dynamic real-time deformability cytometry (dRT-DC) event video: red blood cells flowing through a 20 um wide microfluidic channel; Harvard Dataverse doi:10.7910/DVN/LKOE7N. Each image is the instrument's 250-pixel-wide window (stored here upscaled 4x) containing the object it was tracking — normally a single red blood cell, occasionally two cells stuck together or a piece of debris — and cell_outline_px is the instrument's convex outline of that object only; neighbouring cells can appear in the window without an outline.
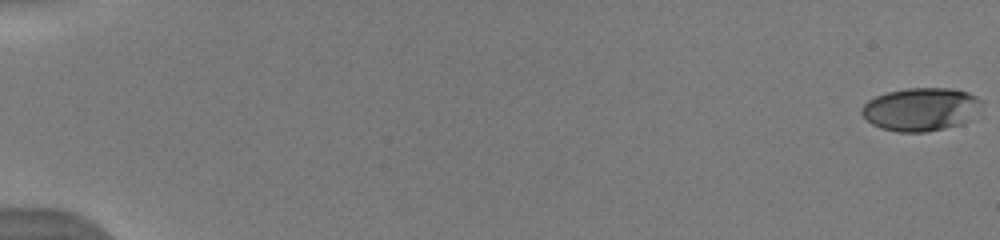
{"species": "human", "species_latin": "Homo sapiens", "temperature_condition": "warm", "stored_images_in_passage": 22, "camera_frame_rate_fps": 3000, "um_per_image_px": 0.085, "donor": {"sex": "male"}, "frame": {"image": 1, "passage_image": 1, "time_ms": 0.0, "image_size_px": [1000, 240], "cell_outline_px": [[980, 100], [968, 120], [960, 124], [944, 128], [924, 132], [900, 132], [880, 128], [872, 124], [860, 112], [860, 108], [868, 100], [876, 96], [888, 92], [908, 88], [952, 88], [968, 92], [976, 96]], "centroid_in_image_um": [78.19, 9.28], "position_along_channel_um": 6.8, "area_um2": 29.65}}
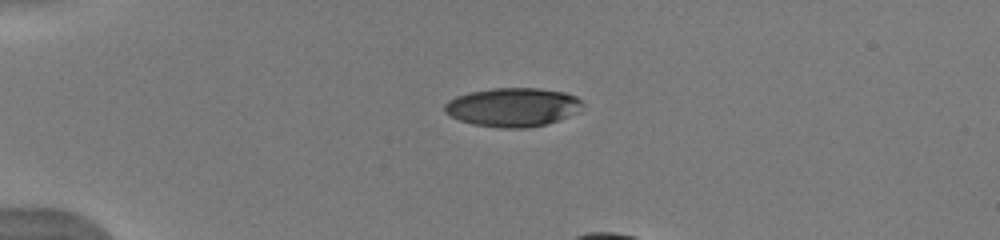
{"frame": {"image": 2, "passage_image": 15, "time_ms": 4.667, "image_size_px": [1000, 240], "cell_outline_px": [[584, 104], [580, 112], [548, 124], [528, 128], [500, 128], [472, 124], [460, 120], [444, 112], [444, 104], [448, 100], [456, 96], [468, 92], [492, 88], [540, 88], [564, 92], [576, 96]], "centroid_in_image_um": [43.61, 9.11], "position_along_channel_um": 41.4, "area_um2": 31.56}}